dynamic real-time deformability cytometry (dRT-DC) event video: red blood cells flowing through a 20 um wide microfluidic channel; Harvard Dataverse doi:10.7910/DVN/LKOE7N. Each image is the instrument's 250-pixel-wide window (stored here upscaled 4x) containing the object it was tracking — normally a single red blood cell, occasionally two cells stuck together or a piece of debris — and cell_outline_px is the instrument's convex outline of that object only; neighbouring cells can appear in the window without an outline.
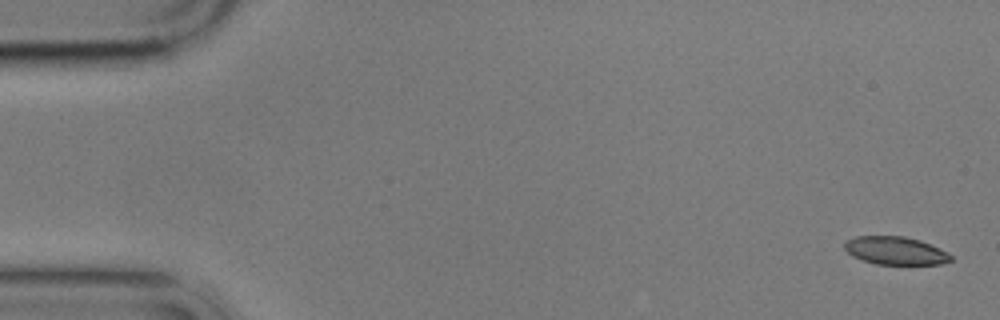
{"species": "common noctule bat (a hibernating species)", "species_latin": "Nyctalus noctula", "temperature_condition": "cold", "stored_images_in_passage": 5, "camera_frame_rate_fps": 3000, "um_per_image_px": 0.085, "animal": {"sex": "male", "body_mass_g": 17.9}, "frame": {"image": 1, "passage_image": 1, "time_ms": 0.0, "image_size_px": [1000, 320], "cell_outline_px": [[952, 260], [940, 264], [876, 264], [852, 256], [844, 248], [844, 244], [848, 240], [856, 236], [904, 236], [920, 240], [940, 248], [948, 252], [952, 256]], "centroid_in_image_um": [76.13, 21.3], "position_along_channel_um": 8.9, "area_um2": 17.28}}
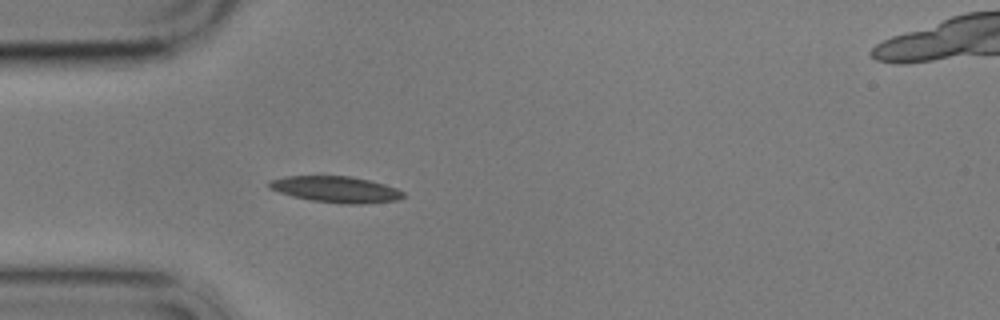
{"frame": {"image": 2, "passage_image": 5, "time_ms": 5.0, "image_size_px": [1000, 320], "cell_outline_px": [[404, 196], [396, 200], [360, 204], [344, 204], [312, 200], [292, 196], [268, 188], [268, 180], [284, 176], [352, 176], [384, 184], [396, 188], [404, 192]], "centroid_in_image_um": [28.52, 16.09], "position_along_channel_um": 56.5, "area_um2": 20.4}}